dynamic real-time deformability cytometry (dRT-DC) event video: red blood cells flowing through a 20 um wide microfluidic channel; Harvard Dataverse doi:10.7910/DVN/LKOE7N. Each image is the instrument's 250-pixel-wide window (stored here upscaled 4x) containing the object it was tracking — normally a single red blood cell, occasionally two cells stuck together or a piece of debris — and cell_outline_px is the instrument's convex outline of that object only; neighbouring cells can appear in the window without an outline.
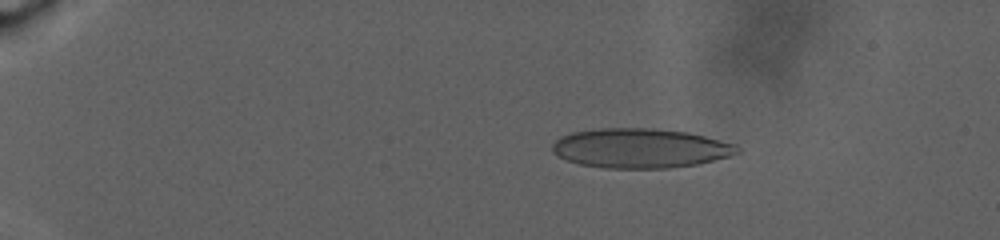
{"species": "human", "species_latin": "Homo sapiens", "temperature_condition": "warm", "stored_images_in_passage": 67, "camera_frame_rate_fps": 3000, "um_per_image_px": 0.085, "donor": {"sex": "male"}, "frame": {"image": 1, "passage_image": 13, "time_ms": 5.667, "image_size_px": [1000, 240], "cell_outline_px": [[740, 152], [728, 156], [696, 164], [668, 168], [604, 168], [580, 164], [568, 160], [552, 152], [552, 144], [560, 136], [572, 132], [592, 128], [652, 128], [688, 132], [736, 144], [740, 148]], "centroid_in_image_um": [54.4, 12.58], "position_along_channel_um": 30.6, "area_um2": 42.6}}
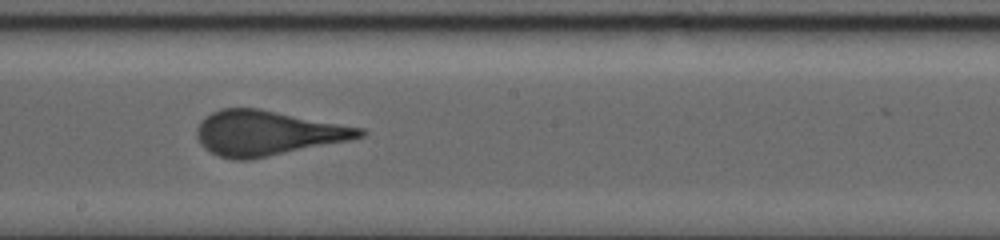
{"frame": {"image": 2, "passage_image": 43, "time_ms": 19.0, "image_size_px": [1000, 240], "cell_outline_px": [[368, 132], [364, 136], [348, 140], [252, 160], [232, 160], [220, 156], [204, 148], [200, 144], [196, 136], [196, 128], [200, 120], [212, 112], [220, 108], [260, 108], [364, 128]], "centroid_in_image_um": [22.7, 11.31], "position_along_channel_um": 225.5, "area_um2": 42.89}}
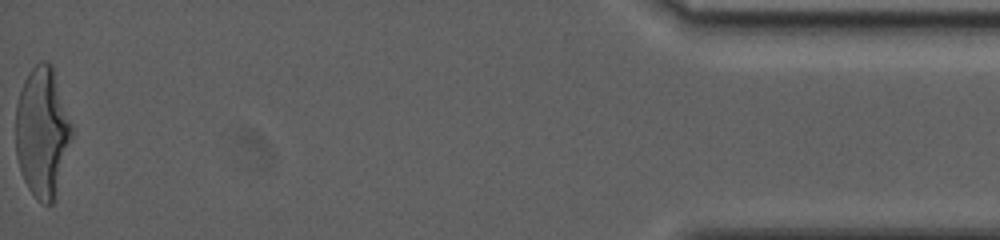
{"frame": {"image": 3, "passage_image": 67, "time_ms": 31.333, "image_size_px": [1000, 240], "cell_outline_px": [[72, 136], [56, 200], [52, 204], [44, 204], [28, 188], [20, 172], [16, 156], [16, 104], [24, 80], [28, 72], [40, 60], [44, 60], [52, 64], [72, 124]], "centroid_in_image_um": [3.6, 11.24], "position_along_channel_um": 431.6, "area_um2": 42.71}}